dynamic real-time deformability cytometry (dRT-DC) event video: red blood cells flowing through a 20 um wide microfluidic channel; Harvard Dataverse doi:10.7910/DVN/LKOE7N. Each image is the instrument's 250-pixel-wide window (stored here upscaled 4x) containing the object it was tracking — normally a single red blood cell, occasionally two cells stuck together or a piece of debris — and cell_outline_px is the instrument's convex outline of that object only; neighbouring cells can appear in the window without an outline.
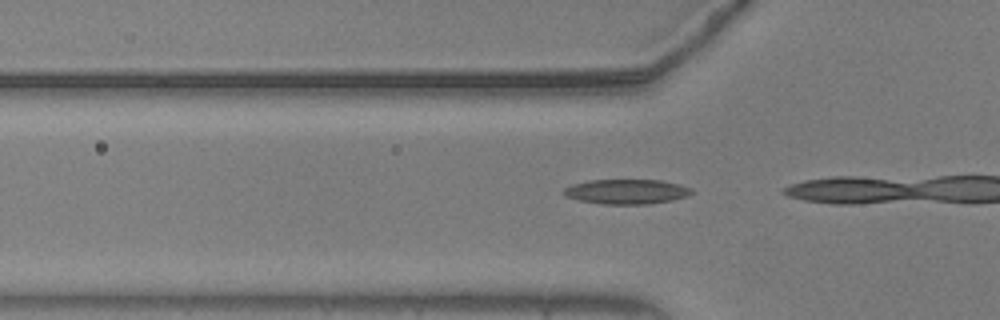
{"species": "common noctule bat (a hibernating species)", "species_latin": "Nyctalus noctula", "temperature_condition": "warm", "stored_images_in_passage": 16, "camera_frame_rate_fps": 3000, "um_per_image_px": 0.085, "animal": {"sex": "male", "body_mass_g": 20.5, "forearm_length_mm": 52.5}, "frame": {"image": 1, "passage_image": 14, "time_ms": 4.333, "image_size_px": [1000, 320], "cell_outline_px": [[696, 192], [688, 196], [672, 200], [648, 204], [604, 204], [580, 200], [564, 196], [560, 192], [564, 188], [572, 184], [588, 180], [660, 180], [680, 184], [692, 188]], "centroid_in_image_um": [53.27, 16.28], "position_along_channel_um": 72.5, "area_um2": 18.67}}